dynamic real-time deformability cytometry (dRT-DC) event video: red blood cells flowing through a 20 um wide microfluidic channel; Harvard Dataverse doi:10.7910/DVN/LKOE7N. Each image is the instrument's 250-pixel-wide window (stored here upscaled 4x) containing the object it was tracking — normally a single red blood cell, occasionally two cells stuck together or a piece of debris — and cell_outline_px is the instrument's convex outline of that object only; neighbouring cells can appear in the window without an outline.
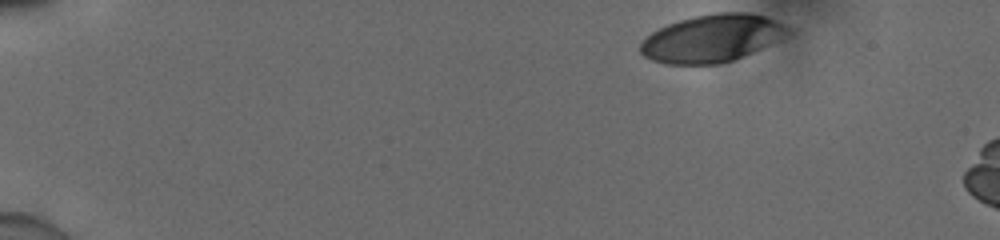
{"species": "human", "species_latin": "Homo sapiens", "temperature_condition": "cold", "stored_images_in_passage": 10, "camera_frame_rate_fps": 3000, "um_per_image_px": 0.085, "donor": {"sex": "male"}, "frame": {"image": 1, "passage_image": 1, "time_ms": 0.0, "image_size_px": [1000, 240], "cell_outline_px": [[788, 32], [760, 48], [752, 52], [732, 60], [720, 64], [664, 64], [652, 60], [644, 56], [640, 52], [640, 44], [652, 32], [668, 24], [680, 20], [696, 16], [716, 12], [748, 12], [764, 16], [784, 24], [788, 28]], "centroid_in_image_um": [60.45, 3.26], "position_along_channel_um": 24.6, "area_um2": 40.06}}